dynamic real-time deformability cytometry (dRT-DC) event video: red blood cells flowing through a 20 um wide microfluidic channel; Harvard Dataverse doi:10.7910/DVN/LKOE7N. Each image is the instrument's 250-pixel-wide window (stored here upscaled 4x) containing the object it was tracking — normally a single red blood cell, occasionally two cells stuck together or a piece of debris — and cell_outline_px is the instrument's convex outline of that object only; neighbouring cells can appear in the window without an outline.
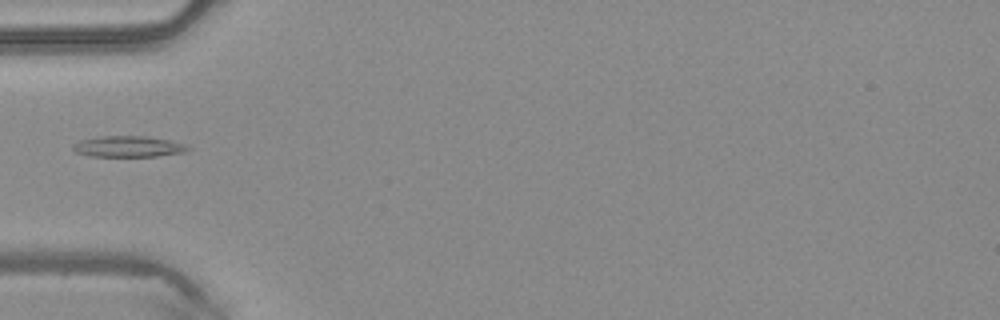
{"species": "common noctule bat (a hibernating species)", "species_latin": "Nyctalus noctula", "temperature_condition": "warm", "stored_images_in_passage": 2, "camera_frame_rate_fps": 3000, "um_per_image_px": 0.085, "animal": {"sex": "male", "body_mass_g": 20.4}, "frame": {"image": 1, "passage_image": 2, "time_ms": 0.333, "image_size_px": [1000, 320], "cell_outline_px": [[192, 148], [184, 152], [156, 156], [88, 156], [76, 152], [72, 148], [72, 144], [80, 140], [100, 136], [144, 136], [168, 140], [184, 144]], "centroid_in_image_um": [10.87, 12.45], "position_along_channel_um": 74.1, "area_um2": 13.99}}